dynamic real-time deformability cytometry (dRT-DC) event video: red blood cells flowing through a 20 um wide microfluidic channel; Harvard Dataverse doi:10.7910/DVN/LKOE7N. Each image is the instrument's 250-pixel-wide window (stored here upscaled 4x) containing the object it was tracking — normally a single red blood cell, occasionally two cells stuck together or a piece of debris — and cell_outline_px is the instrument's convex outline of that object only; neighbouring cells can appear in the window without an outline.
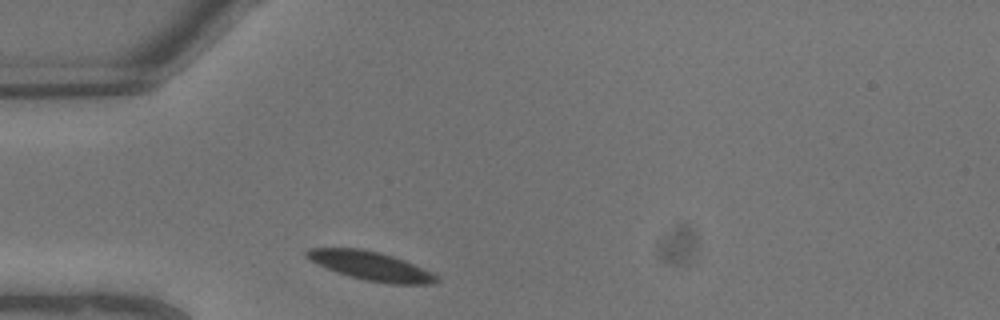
{"species": "common noctule bat (a hibernating species)", "species_latin": "Nyctalus noctula", "temperature_condition": "warm", "stored_images_in_passage": 4, "camera_frame_rate_fps": 3000, "um_per_image_px": 0.085, "animal": {"sex": "male", "body_mass_g": 13.3}, "frame": {"image": 1, "passage_image": 1, "time_ms": 0.0, "image_size_px": [1000, 320], "cell_outline_px": [[440, 280], [432, 284], [392, 284], [364, 280], [348, 276], [336, 272], [316, 264], [304, 256], [304, 252], [308, 248], [364, 248], [380, 252], [404, 260], [432, 272]], "centroid_in_image_um": [31.48, 22.6], "position_along_channel_um": 53.5, "area_um2": 21.96}}
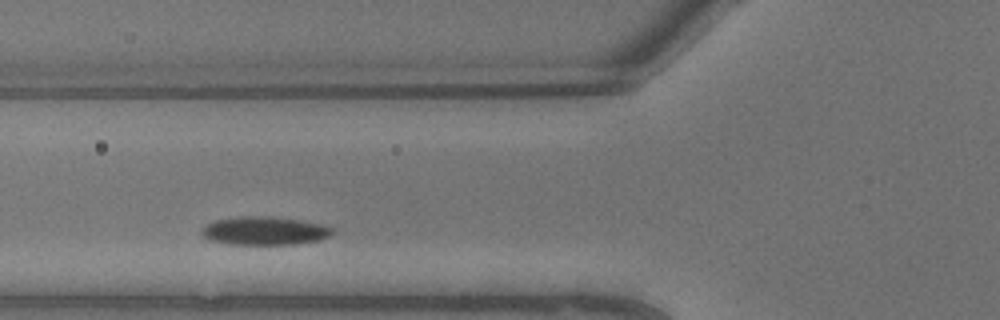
{"frame": {"image": 2, "passage_image": 3, "time_ms": 0.667, "image_size_px": [1000, 320], "cell_outline_px": [[336, 232], [320, 240], [300, 244], [228, 244], [208, 240], [200, 232], [208, 224], [216, 220], [240, 216], [268, 216], [324, 224], [336, 228]], "centroid_in_image_um": [22.55, 19.62], "position_along_channel_um": 103.3, "area_um2": 21.68}}